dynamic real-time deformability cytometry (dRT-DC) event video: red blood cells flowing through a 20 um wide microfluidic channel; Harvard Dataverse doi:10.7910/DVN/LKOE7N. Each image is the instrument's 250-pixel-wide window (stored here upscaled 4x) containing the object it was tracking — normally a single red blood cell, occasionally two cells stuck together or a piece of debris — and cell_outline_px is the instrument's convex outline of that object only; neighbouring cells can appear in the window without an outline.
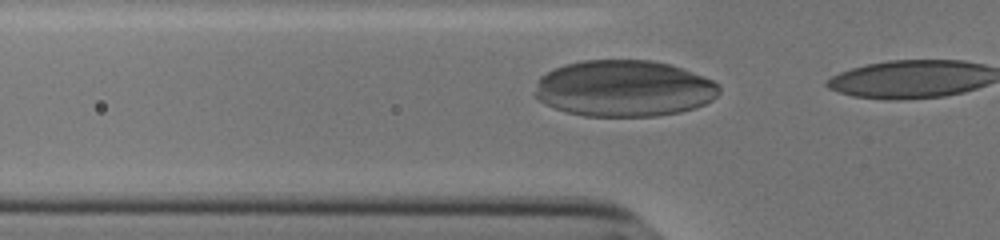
{"species": "human", "species_latin": "Homo sapiens", "temperature_condition": "cold", "stored_images_in_passage": 13, "camera_frame_rate_fps": 3000, "um_per_image_px": 0.085, "donor": {"sex": "male"}, "frame": {"image": 1, "passage_image": 11, "time_ms": 3.333, "image_size_px": [1000, 240], "cell_outline_px": [[720, 92], [712, 100], [696, 108], [680, 112], [656, 116], [584, 116], [564, 112], [540, 100], [536, 96], [536, 80], [540, 76], [564, 64], [584, 60], [652, 60], [668, 64], [692, 72], [712, 80], [720, 88]], "centroid_in_image_um": [53.03, 7.52], "position_along_channel_um": 72.8, "area_um2": 60.46}}